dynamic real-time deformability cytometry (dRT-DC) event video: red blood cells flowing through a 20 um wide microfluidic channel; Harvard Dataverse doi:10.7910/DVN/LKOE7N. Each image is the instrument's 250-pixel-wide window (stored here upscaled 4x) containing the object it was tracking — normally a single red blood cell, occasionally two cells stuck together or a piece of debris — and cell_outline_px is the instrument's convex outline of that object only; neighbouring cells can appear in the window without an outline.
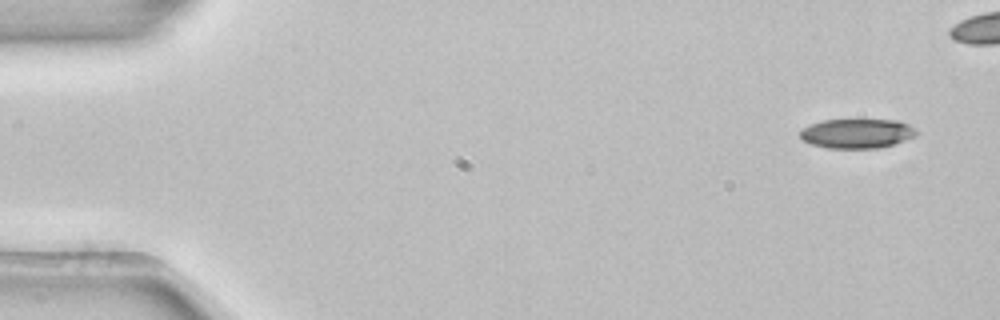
{"species": "common noctule bat (a hibernating species)", "species_latin": "Nyctalus noctula", "temperature_condition": "room temperature", "stored_images_in_passage": 6, "camera_frame_rate_fps": 3000, "um_per_image_px": 0.085, "animal": {"sex": "female", "body_mass_g": 22.7, "forearm_length_mm": 54.2}, "frame": {"image": 1, "passage_image": 1, "time_ms": 0.0, "image_size_px": [1000, 320], "cell_outline_px": [[916, 136], [880, 148], [828, 148], [812, 144], [804, 140], [800, 136], [800, 128], [824, 120], [896, 120], [908, 124], [916, 128]], "centroid_in_image_um": [72.84, 11.34], "position_along_channel_um": 12.2, "area_um2": 19.83}}